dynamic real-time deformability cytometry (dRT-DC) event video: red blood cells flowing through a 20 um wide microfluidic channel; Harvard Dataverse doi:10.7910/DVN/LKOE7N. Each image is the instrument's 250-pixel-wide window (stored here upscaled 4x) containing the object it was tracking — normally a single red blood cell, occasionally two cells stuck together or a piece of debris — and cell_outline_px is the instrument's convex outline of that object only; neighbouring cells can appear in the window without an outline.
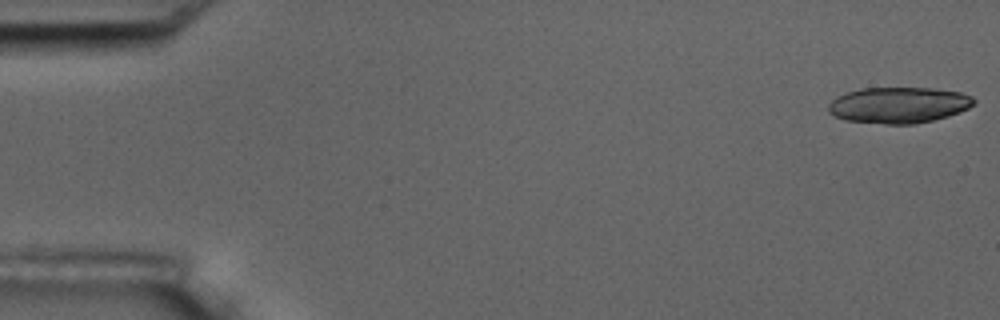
{"species": "common noctule bat (a hibernating species)", "species_latin": "Nyctalus noctula", "temperature_condition": "room temperature", "stored_images_in_passage": 19, "camera_frame_rate_fps": 3000, "um_per_image_px": 0.085, "animal": {"sex": "male", "body_mass_g": 17.5, "forearm_length_mm": 52.3}, "frame": {"image": 1, "passage_image": 1, "time_ms": 0.0, "image_size_px": [1000, 320], "cell_outline_px": [[976, 100], [968, 108], [960, 112], [948, 116], [932, 120], [912, 124], [884, 124], [844, 120], [828, 112], [828, 104], [836, 96], [860, 88], [932, 88], [960, 92], [972, 96]], "centroid_in_image_um": [76.37, 8.93], "position_along_channel_um": 8.6, "area_um2": 30.58}}